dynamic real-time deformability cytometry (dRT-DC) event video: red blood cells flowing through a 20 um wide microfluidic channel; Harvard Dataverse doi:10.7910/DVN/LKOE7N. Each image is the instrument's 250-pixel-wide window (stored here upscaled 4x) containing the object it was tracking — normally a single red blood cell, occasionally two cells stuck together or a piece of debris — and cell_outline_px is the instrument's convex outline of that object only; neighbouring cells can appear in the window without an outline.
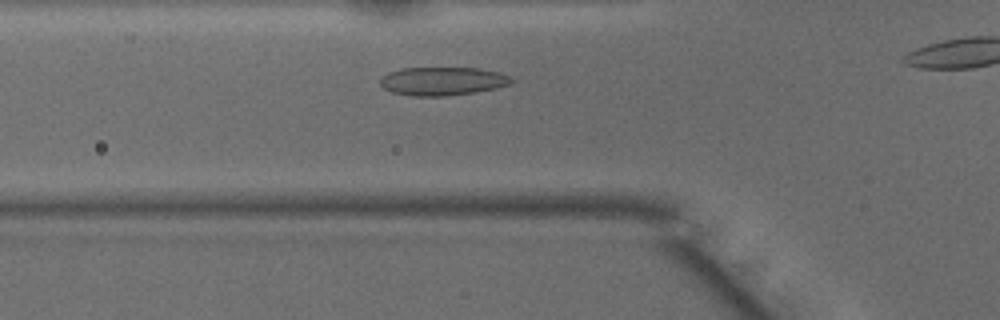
{"species": "common noctule bat (a hibernating species)", "species_latin": "Nyctalus noctula", "temperature_condition": "warm", "stored_images_in_passage": 32, "camera_frame_rate_fps": 3000, "um_per_image_px": 0.085, "animal": {"sex": "male", "body_mass_g": 15.6}, "frame": {"image": 1, "passage_image": 9, "time_ms": 2.667, "image_size_px": [1000, 320], "cell_outline_px": [[512, 84], [496, 88], [476, 92], [444, 96], [412, 96], [392, 92], [384, 88], [380, 84], [380, 80], [388, 72], [404, 68], [476, 68], [500, 72], [512, 76]], "centroid_in_image_um": [37.65, 6.9], "position_along_channel_um": 88.1, "area_um2": 21.73}}
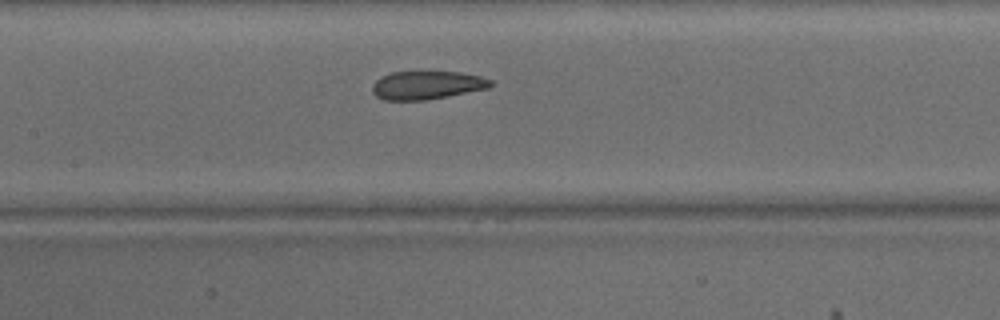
{"frame": {"image": 2, "passage_image": 15, "time_ms": 4.667, "image_size_px": [1000, 320], "cell_outline_px": [[492, 84], [488, 88], [448, 96], [424, 100], [384, 100], [376, 96], [372, 92], [372, 84], [380, 76], [392, 72], [460, 72], [480, 76], [492, 80]], "centroid_in_image_um": [36.25, 7.24], "position_along_channel_um": 171.1, "area_um2": 19.48}}
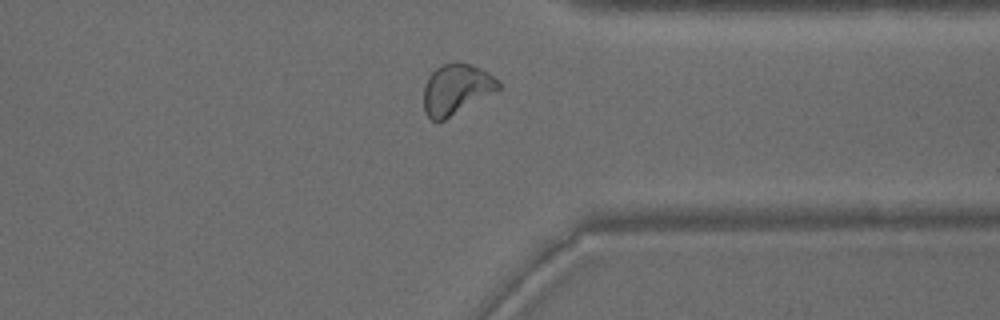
{"frame": {"image": 3, "passage_image": 30, "time_ms": 9.667, "image_size_px": [1000, 320], "cell_outline_px": [[500, 88], [444, 120], [432, 120], [424, 112], [424, 84], [428, 76], [436, 68], [444, 64], [468, 64], [480, 68], [488, 72], [500, 84]], "centroid_in_image_um": [38.74, 7.59], "position_along_channel_um": 372.7, "area_um2": 21.27}}